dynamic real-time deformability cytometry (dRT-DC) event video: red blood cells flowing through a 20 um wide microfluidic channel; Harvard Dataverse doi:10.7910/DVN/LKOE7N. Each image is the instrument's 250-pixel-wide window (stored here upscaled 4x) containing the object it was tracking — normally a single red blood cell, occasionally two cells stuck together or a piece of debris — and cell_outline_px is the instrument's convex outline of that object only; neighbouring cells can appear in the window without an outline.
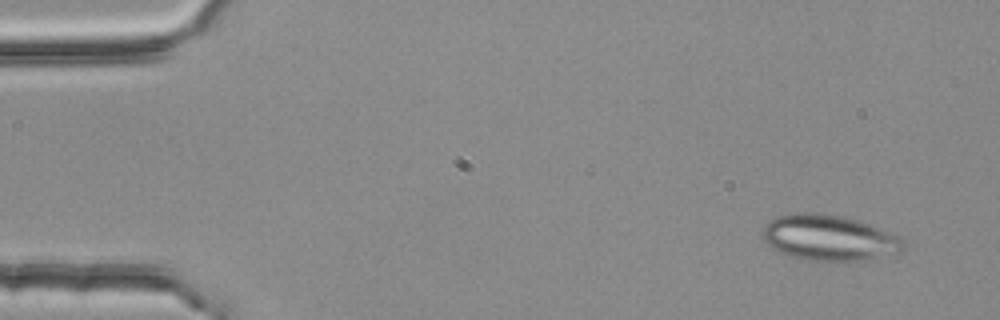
{"species": "common noctule bat (a hibernating species)", "species_latin": "Nyctalus noctula", "temperature_condition": "room temperature", "stored_images_in_passage": 5, "camera_frame_rate_fps": 3000, "um_per_image_px": 0.085, "animal": {"sex": "female", "body_mass_g": 25.1}, "frame": {"image": 1, "passage_image": 1, "time_ms": 0.0, "image_size_px": [1000, 320], "cell_outline_px": [[904, 252], [856, 260], [804, 260], [780, 252], [772, 248], [760, 236], [760, 228], [768, 220], [780, 216], [796, 212], [816, 212], [844, 216], [860, 220], [888, 232], [904, 240]], "centroid_in_image_um": [70.4, 20.18], "position_along_channel_um": 14.6, "area_um2": 37.57}}